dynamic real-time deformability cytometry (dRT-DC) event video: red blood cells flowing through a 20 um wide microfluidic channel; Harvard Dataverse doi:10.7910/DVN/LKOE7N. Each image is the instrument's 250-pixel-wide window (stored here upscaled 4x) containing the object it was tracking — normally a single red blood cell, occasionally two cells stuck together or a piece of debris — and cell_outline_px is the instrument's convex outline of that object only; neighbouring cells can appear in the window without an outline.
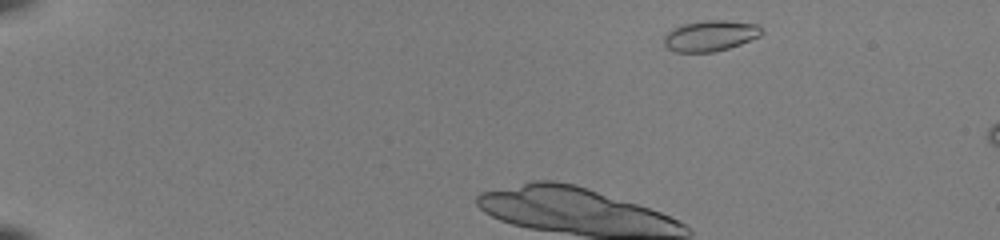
{"species": "common noctule bat (a hibernating species)", "species_latin": "Nyctalus noctula", "temperature_condition": "room temperature", "stored_images_in_passage": 13, "camera_frame_rate_fps": 3000, "um_per_image_px": 0.085, "animal": {"sex": "female", "body_mass_g": 22.0, "forearm_length_mm": 56.7}, "frame": {"image": 1, "passage_image": 3, "time_ms": 0.667, "image_size_px": [1000, 240], "cell_outline_px": [[764, 32], [760, 36], [740, 44], [728, 48], [712, 52], [676, 52], [668, 48], [664, 44], [664, 36], [672, 28], [684, 24], [704, 20], [724, 20], [756, 24]], "centroid_in_image_um": [60.36, 3.04], "position_along_channel_um": 24.6, "area_um2": 17.4}}